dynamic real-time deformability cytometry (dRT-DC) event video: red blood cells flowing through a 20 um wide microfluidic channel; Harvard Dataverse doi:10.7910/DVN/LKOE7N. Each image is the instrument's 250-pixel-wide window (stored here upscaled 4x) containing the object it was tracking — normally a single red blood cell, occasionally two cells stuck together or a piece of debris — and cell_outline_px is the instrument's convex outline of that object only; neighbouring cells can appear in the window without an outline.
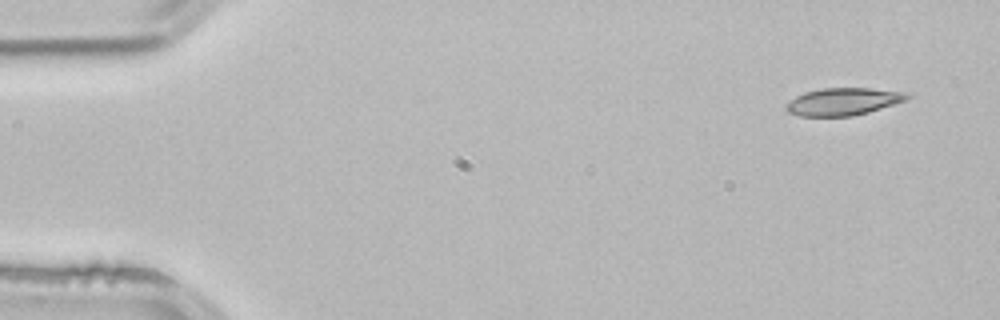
{"species": "common noctule bat (a hibernating species)", "species_latin": "Nyctalus noctula", "temperature_condition": "room temperature", "stored_images_in_passage": 3, "camera_frame_rate_fps": 3000, "um_per_image_px": 0.085, "animal": {"sex": "male", "body_mass_g": 21.5, "forearm_length_mm": 52.0}, "frame": {"image": 1, "passage_image": 1, "time_ms": 0.0, "image_size_px": [1000, 320], "cell_outline_px": [[912, 96], [908, 100], [868, 112], [852, 116], [800, 116], [788, 112], [784, 108], [796, 96], [804, 92], [824, 88], [868, 88], [904, 92]], "centroid_in_image_um": [71.69, 8.63], "position_along_channel_um": 13.3, "area_um2": 19.19}}
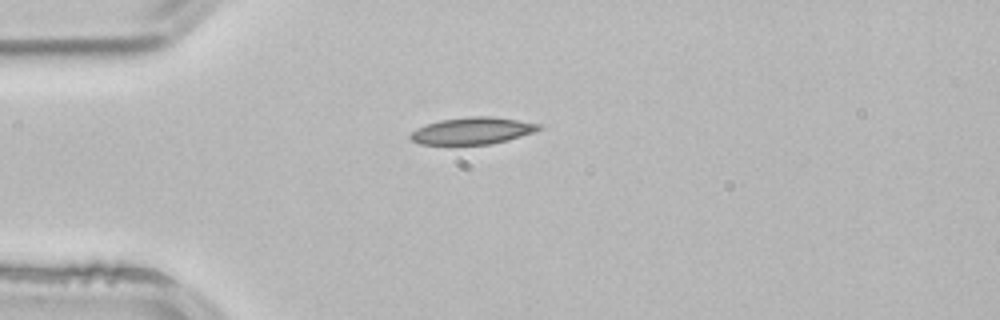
{"frame": {"image": 2, "passage_image": 3, "time_ms": 0.667, "image_size_px": [1000, 320], "cell_outline_px": [[544, 128], [536, 132], [508, 140], [492, 144], [420, 144], [412, 140], [408, 136], [416, 128], [440, 120], [468, 116], [492, 116], [540, 124]], "centroid_in_image_um": [40.19, 11.11], "position_along_channel_um": 44.8, "area_um2": 20.17}}